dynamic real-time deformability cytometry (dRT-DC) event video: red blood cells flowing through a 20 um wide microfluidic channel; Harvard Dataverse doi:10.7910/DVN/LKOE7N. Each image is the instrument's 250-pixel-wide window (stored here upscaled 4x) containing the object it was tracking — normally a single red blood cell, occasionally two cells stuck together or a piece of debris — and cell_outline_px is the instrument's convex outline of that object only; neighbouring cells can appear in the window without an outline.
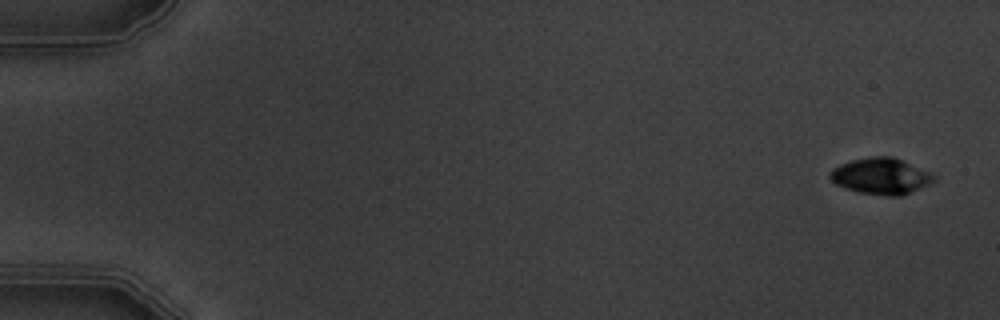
{"species": "common noctule bat (a hibernating species)", "species_latin": "Nyctalus noctula", "temperature_condition": "warm", "stored_images_in_passage": 6, "camera_frame_rate_fps": 3000, "um_per_image_px": 0.085, "animal": {"sex": "male", "body_mass_g": 19.5, "forearm_length_mm": 54.6}, "frame": {"image": 1, "passage_image": 1, "time_ms": 0.0, "image_size_px": [1000, 320], "cell_outline_px": [[936, 180], [928, 184], [900, 196], [888, 196], [860, 192], [844, 188], [836, 184], [828, 176], [832, 168], [840, 164], [852, 160], [872, 156], [892, 156], [928, 172], [936, 176]], "centroid_in_image_um": [74.84, 14.97], "position_along_channel_um": 10.2, "area_um2": 21.62}}
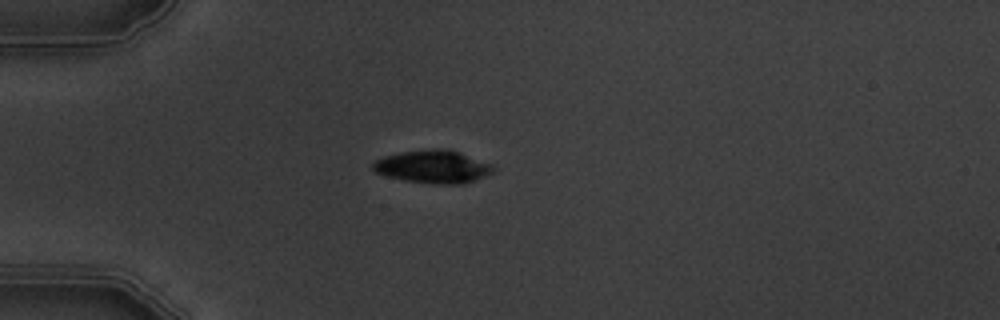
{"frame": {"image": 2, "passage_image": 5, "time_ms": 4.667, "image_size_px": [1000, 320], "cell_outline_px": [[496, 168], [492, 172], [476, 180], [464, 184], [436, 184], [404, 180], [388, 176], [376, 172], [372, 168], [372, 164], [376, 160], [384, 156], [400, 152], [432, 148], [440, 148], [456, 152], [492, 164]], "centroid_in_image_um": [36.8, 14.17], "position_along_channel_um": 48.2, "area_um2": 22.83}}